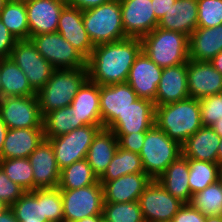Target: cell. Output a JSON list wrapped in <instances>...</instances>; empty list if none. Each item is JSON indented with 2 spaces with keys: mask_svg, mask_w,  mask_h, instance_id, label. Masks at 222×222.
<instances>
[{
  "mask_svg": "<svg viewBox=\"0 0 222 222\" xmlns=\"http://www.w3.org/2000/svg\"><path fill=\"white\" fill-rule=\"evenodd\" d=\"M43 217L50 222H63L62 195L58 187L43 189Z\"/></svg>",
  "mask_w": 222,
  "mask_h": 222,
  "instance_id": "60d3db41",
  "label": "cell"
},
{
  "mask_svg": "<svg viewBox=\"0 0 222 222\" xmlns=\"http://www.w3.org/2000/svg\"><path fill=\"white\" fill-rule=\"evenodd\" d=\"M118 148V139L113 131L101 128L94 136L86 160L99 179L105 172Z\"/></svg>",
  "mask_w": 222,
  "mask_h": 222,
  "instance_id": "83f0119b",
  "label": "cell"
},
{
  "mask_svg": "<svg viewBox=\"0 0 222 222\" xmlns=\"http://www.w3.org/2000/svg\"><path fill=\"white\" fill-rule=\"evenodd\" d=\"M174 198L189 204L192 194L189 186L188 158L183 154L174 160L156 179Z\"/></svg>",
  "mask_w": 222,
  "mask_h": 222,
  "instance_id": "d4e9b609",
  "label": "cell"
},
{
  "mask_svg": "<svg viewBox=\"0 0 222 222\" xmlns=\"http://www.w3.org/2000/svg\"><path fill=\"white\" fill-rule=\"evenodd\" d=\"M118 139V146L135 153H140L146 137V132H134L131 134H115Z\"/></svg>",
  "mask_w": 222,
  "mask_h": 222,
  "instance_id": "ee69618b",
  "label": "cell"
},
{
  "mask_svg": "<svg viewBox=\"0 0 222 222\" xmlns=\"http://www.w3.org/2000/svg\"><path fill=\"white\" fill-rule=\"evenodd\" d=\"M211 127L215 132H222V121H216Z\"/></svg>",
  "mask_w": 222,
  "mask_h": 222,
  "instance_id": "9f6ffc18",
  "label": "cell"
},
{
  "mask_svg": "<svg viewBox=\"0 0 222 222\" xmlns=\"http://www.w3.org/2000/svg\"><path fill=\"white\" fill-rule=\"evenodd\" d=\"M0 20L17 40L30 39L25 2L7 0L0 12Z\"/></svg>",
  "mask_w": 222,
  "mask_h": 222,
  "instance_id": "836d02e7",
  "label": "cell"
},
{
  "mask_svg": "<svg viewBox=\"0 0 222 222\" xmlns=\"http://www.w3.org/2000/svg\"><path fill=\"white\" fill-rule=\"evenodd\" d=\"M155 125L181 146L202 126L199 100L187 98L155 106Z\"/></svg>",
  "mask_w": 222,
  "mask_h": 222,
  "instance_id": "7a4b0ae2",
  "label": "cell"
},
{
  "mask_svg": "<svg viewBox=\"0 0 222 222\" xmlns=\"http://www.w3.org/2000/svg\"><path fill=\"white\" fill-rule=\"evenodd\" d=\"M28 159L33 171L34 190L59 186L61 171L48 139H43Z\"/></svg>",
  "mask_w": 222,
  "mask_h": 222,
  "instance_id": "2e32d148",
  "label": "cell"
},
{
  "mask_svg": "<svg viewBox=\"0 0 222 222\" xmlns=\"http://www.w3.org/2000/svg\"><path fill=\"white\" fill-rule=\"evenodd\" d=\"M10 208L19 222H50L43 217V189L26 191Z\"/></svg>",
  "mask_w": 222,
  "mask_h": 222,
  "instance_id": "d6a6232c",
  "label": "cell"
},
{
  "mask_svg": "<svg viewBox=\"0 0 222 222\" xmlns=\"http://www.w3.org/2000/svg\"><path fill=\"white\" fill-rule=\"evenodd\" d=\"M211 65L222 74V51L210 61Z\"/></svg>",
  "mask_w": 222,
  "mask_h": 222,
  "instance_id": "816d5d0a",
  "label": "cell"
},
{
  "mask_svg": "<svg viewBox=\"0 0 222 222\" xmlns=\"http://www.w3.org/2000/svg\"><path fill=\"white\" fill-rule=\"evenodd\" d=\"M131 173H145L138 153L118 146L111 162L98 181H111Z\"/></svg>",
  "mask_w": 222,
  "mask_h": 222,
  "instance_id": "1f68e13d",
  "label": "cell"
},
{
  "mask_svg": "<svg viewBox=\"0 0 222 222\" xmlns=\"http://www.w3.org/2000/svg\"><path fill=\"white\" fill-rule=\"evenodd\" d=\"M102 215L106 222H145L138 201L104 202Z\"/></svg>",
  "mask_w": 222,
  "mask_h": 222,
  "instance_id": "f35d334b",
  "label": "cell"
},
{
  "mask_svg": "<svg viewBox=\"0 0 222 222\" xmlns=\"http://www.w3.org/2000/svg\"><path fill=\"white\" fill-rule=\"evenodd\" d=\"M38 52L55 69H76L87 67V59L64 39L59 32L30 37Z\"/></svg>",
  "mask_w": 222,
  "mask_h": 222,
  "instance_id": "9c48e42d",
  "label": "cell"
},
{
  "mask_svg": "<svg viewBox=\"0 0 222 222\" xmlns=\"http://www.w3.org/2000/svg\"><path fill=\"white\" fill-rule=\"evenodd\" d=\"M205 222H222V215H219V216H206Z\"/></svg>",
  "mask_w": 222,
  "mask_h": 222,
  "instance_id": "11a10c76",
  "label": "cell"
},
{
  "mask_svg": "<svg viewBox=\"0 0 222 222\" xmlns=\"http://www.w3.org/2000/svg\"><path fill=\"white\" fill-rule=\"evenodd\" d=\"M142 51L159 67H172L189 60V37L156 27L141 38Z\"/></svg>",
  "mask_w": 222,
  "mask_h": 222,
  "instance_id": "277c9868",
  "label": "cell"
},
{
  "mask_svg": "<svg viewBox=\"0 0 222 222\" xmlns=\"http://www.w3.org/2000/svg\"><path fill=\"white\" fill-rule=\"evenodd\" d=\"M63 222L102 215L104 205L103 185L97 181L91 186L72 190H61Z\"/></svg>",
  "mask_w": 222,
  "mask_h": 222,
  "instance_id": "52a82bcc",
  "label": "cell"
},
{
  "mask_svg": "<svg viewBox=\"0 0 222 222\" xmlns=\"http://www.w3.org/2000/svg\"><path fill=\"white\" fill-rule=\"evenodd\" d=\"M83 126L85 125L78 121V115L71 106L52 110L43 116L44 139L58 137Z\"/></svg>",
  "mask_w": 222,
  "mask_h": 222,
  "instance_id": "4dcf8cb0",
  "label": "cell"
},
{
  "mask_svg": "<svg viewBox=\"0 0 222 222\" xmlns=\"http://www.w3.org/2000/svg\"><path fill=\"white\" fill-rule=\"evenodd\" d=\"M205 218L206 216L194 209L190 204H184L171 222H205Z\"/></svg>",
  "mask_w": 222,
  "mask_h": 222,
  "instance_id": "f6af8a7d",
  "label": "cell"
},
{
  "mask_svg": "<svg viewBox=\"0 0 222 222\" xmlns=\"http://www.w3.org/2000/svg\"><path fill=\"white\" fill-rule=\"evenodd\" d=\"M16 41L17 39L0 20V59L10 58Z\"/></svg>",
  "mask_w": 222,
  "mask_h": 222,
  "instance_id": "bcb514c9",
  "label": "cell"
},
{
  "mask_svg": "<svg viewBox=\"0 0 222 222\" xmlns=\"http://www.w3.org/2000/svg\"><path fill=\"white\" fill-rule=\"evenodd\" d=\"M30 37L57 32L65 0H27L25 2Z\"/></svg>",
  "mask_w": 222,
  "mask_h": 222,
  "instance_id": "e0dca14e",
  "label": "cell"
},
{
  "mask_svg": "<svg viewBox=\"0 0 222 222\" xmlns=\"http://www.w3.org/2000/svg\"><path fill=\"white\" fill-rule=\"evenodd\" d=\"M138 202L145 222H171L184 205L165 190L156 179L152 180L142 192Z\"/></svg>",
  "mask_w": 222,
  "mask_h": 222,
  "instance_id": "7c38bea8",
  "label": "cell"
},
{
  "mask_svg": "<svg viewBox=\"0 0 222 222\" xmlns=\"http://www.w3.org/2000/svg\"><path fill=\"white\" fill-rule=\"evenodd\" d=\"M155 106L147 99L138 98L107 128L114 134L146 132L155 124Z\"/></svg>",
  "mask_w": 222,
  "mask_h": 222,
  "instance_id": "d6986e66",
  "label": "cell"
},
{
  "mask_svg": "<svg viewBox=\"0 0 222 222\" xmlns=\"http://www.w3.org/2000/svg\"><path fill=\"white\" fill-rule=\"evenodd\" d=\"M189 60L209 62L222 51V24L197 27L189 36Z\"/></svg>",
  "mask_w": 222,
  "mask_h": 222,
  "instance_id": "484cf974",
  "label": "cell"
},
{
  "mask_svg": "<svg viewBox=\"0 0 222 222\" xmlns=\"http://www.w3.org/2000/svg\"><path fill=\"white\" fill-rule=\"evenodd\" d=\"M100 85L89 79L81 86L71 102L78 115V121L84 125H102L100 113Z\"/></svg>",
  "mask_w": 222,
  "mask_h": 222,
  "instance_id": "f1b7e54d",
  "label": "cell"
},
{
  "mask_svg": "<svg viewBox=\"0 0 222 222\" xmlns=\"http://www.w3.org/2000/svg\"><path fill=\"white\" fill-rule=\"evenodd\" d=\"M65 1L67 5L85 11L94 7H98L99 5L107 3L110 0H65Z\"/></svg>",
  "mask_w": 222,
  "mask_h": 222,
  "instance_id": "7dc6e473",
  "label": "cell"
},
{
  "mask_svg": "<svg viewBox=\"0 0 222 222\" xmlns=\"http://www.w3.org/2000/svg\"><path fill=\"white\" fill-rule=\"evenodd\" d=\"M189 97L202 99L222 93V74L207 61H187Z\"/></svg>",
  "mask_w": 222,
  "mask_h": 222,
  "instance_id": "9a60e30c",
  "label": "cell"
},
{
  "mask_svg": "<svg viewBox=\"0 0 222 222\" xmlns=\"http://www.w3.org/2000/svg\"><path fill=\"white\" fill-rule=\"evenodd\" d=\"M188 164V181L192 195L220 180L221 166L218 163L188 158Z\"/></svg>",
  "mask_w": 222,
  "mask_h": 222,
  "instance_id": "e575fe53",
  "label": "cell"
},
{
  "mask_svg": "<svg viewBox=\"0 0 222 222\" xmlns=\"http://www.w3.org/2000/svg\"><path fill=\"white\" fill-rule=\"evenodd\" d=\"M145 174L157 179L167 167L182 155V146L169 138L155 124L146 131L139 153Z\"/></svg>",
  "mask_w": 222,
  "mask_h": 222,
  "instance_id": "8992f818",
  "label": "cell"
},
{
  "mask_svg": "<svg viewBox=\"0 0 222 222\" xmlns=\"http://www.w3.org/2000/svg\"><path fill=\"white\" fill-rule=\"evenodd\" d=\"M88 80L87 67L56 69L45 85L36 93L41 115L70 106L76 93Z\"/></svg>",
  "mask_w": 222,
  "mask_h": 222,
  "instance_id": "3957f363",
  "label": "cell"
},
{
  "mask_svg": "<svg viewBox=\"0 0 222 222\" xmlns=\"http://www.w3.org/2000/svg\"><path fill=\"white\" fill-rule=\"evenodd\" d=\"M10 58L26 75L31 88L37 93L56 70L38 52L31 39L17 40Z\"/></svg>",
  "mask_w": 222,
  "mask_h": 222,
  "instance_id": "30bf717a",
  "label": "cell"
},
{
  "mask_svg": "<svg viewBox=\"0 0 222 222\" xmlns=\"http://www.w3.org/2000/svg\"><path fill=\"white\" fill-rule=\"evenodd\" d=\"M203 126L222 121V93L199 99Z\"/></svg>",
  "mask_w": 222,
  "mask_h": 222,
  "instance_id": "b9f144b4",
  "label": "cell"
},
{
  "mask_svg": "<svg viewBox=\"0 0 222 222\" xmlns=\"http://www.w3.org/2000/svg\"><path fill=\"white\" fill-rule=\"evenodd\" d=\"M216 133L221 137L217 153H218V164L222 167V132H216Z\"/></svg>",
  "mask_w": 222,
  "mask_h": 222,
  "instance_id": "db71d44e",
  "label": "cell"
},
{
  "mask_svg": "<svg viewBox=\"0 0 222 222\" xmlns=\"http://www.w3.org/2000/svg\"><path fill=\"white\" fill-rule=\"evenodd\" d=\"M0 222H19V221L17 220L12 209L9 207L6 211L0 214Z\"/></svg>",
  "mask_w": 222,
  "mask_h": 222,
  "instance_id": "681fc988",
  "label": "cell"
},
{
  "mask_svg": "<svg viewBox=\"0 0 222 222\" xmlns=\"http://www.w3.org/2000/svg\"><path fill=\"white\" fill-rule=\"evenodd\" d=\"M176 0H152L156 19L159 21L165 13L173 6Z\"/></svg>",
  "mask_w": 222,
  "mask_h": 222,
  "instance_id": "c3c4849f",
  "label": "cell"
},
{
  "mask_svg": "<svg viewBox=\"0 0 222 222\" xmlns=\"http://www.w3.org/2000/svg\"><path fill=\"white\" fill-rule=\"evenodd\" d=\"M9 1H23V2H26L27 0H9Z\"/></svg>",
  "mask_w": 222,
  "mask_h": 222,
  "instance_id": "94428289",
  "label": "cell"
},
{
  "mask_svg": "<svg viewBox=\"0 0 222 222\" xmlns=\"http://www.w3.org/2000/svg\"><path fill=\"white\" fill-rule=\"evenodd\" d=\"M122 25L128 38H142L156 27L152 0H120Z\"/></svg>",
  "mask_w": 222,
  "mask_h": 222,
  "instance_id": "4fadbf2b",
  "label": "cell"
},
{
  "mask_svg": "<svg viewBox=\"0 0 222 222\" xmlns=\"http://www.w3.org/2000/svg\"><path fill=\"white\" fill-rule=\"evenodd\" d=\"M5 174L25 191L34 190L32 166L28 158L0 159Z\"/></svg>",
  "mask_w": 222,
  "mask_h": 222,
  "instance_id": "74e56055",
  "label": "cell"
},
{
  "mask_svg": "<svg viewBox=\"0 0 222 222\" xmlns=\"http://www.w3.org/2000/svg\"><path fill=\"white\" fill-rule=\"evenodd\" d=\"M57 32L86 59L90 57L94 45L83 24V10L66 4L59 16Z\"/></svg>",
  "mask_w": 222,
  "mask_h": 222,
  "instance_id": "ffe728a7",
  "label": "cell"
},
{
  "mask_svg": "<svg viewBox=\"0 0 222 222\" xmlns=\"http://www.w3.org/2000/svg\"><path fill=\"white\" fill-rule=\"evenodd\" d=\"M83 24L94 46L126 39L120 0H110L83 11Z\"/></svg>",
  "mask_w": 222,
  "mask_h": 222,
  "instance_id": "5b68a950",
  "label": "cell"
},
{
  "mask_svg": "<svg viewBox=\"0 0 222 222\" xmlns=\"http://www.w3.org/2000/svg\"><path fill=\"white\" fill-rule=\"evenodd\" d=\"M8 131V127L0 117V155L4 145L5 137Z\"/></svg>",
  "mask_w": 222,
  "mask_h": 222,
  "instance_id": "f907efd6",
  "label": "cell"
},
{
  "mask_svg": "<svg viewBox=\"0 0 222 222\" xmlns=\"http://www.w3.org/2000/svg\"><path fill=\"white\" fill-rule=\"evenodd\" d=\"M142 51L140 38L100 44L87 59L88 79L100 86L126 83L135 58Z\"/></svg>",
  "mask_w": 222,
  "mask_h": 222,
  "instance_id": "6da1fadb",
  "label": "cell"
},
{
  "mask_svg": "<svg viewBox=\"0 0 222 222\" xmlns=\"http://www.w3.org/2000/svg\"><path fill=\"white\" fill-rule=\"evenodd\" d=\"M9 208L8 205H6L3 201L0 200V214H2L4 211H6Z\"/></svg>",
  "mask_w": 222,
  "mask_h": 222,
  "instance_id": "6f0895ef",
  "label": "cell"
},
{
  "mask_svg": "<svg viewBox=\"0 0 222 222\" xmlns=\"http://www.w3.org/2000/svg\"><path fill=\"white\" fill-rule=\"evenodd\" d=\"M6 2H7V0H0V12H1V10L4 7Z\"/></svg>",
  "mask_w": 222,
  "mask_h": 222,
  "instance_id": "680465c9",
  "label": "cell"
},
{
  "mask_svg": "<svg viewBox=\"0 0 222 222\" xmlns=\"http://www.w3.org/2000/svg\"><path fill=\"white\" fill-rule=\"evenodd\" d=\"M163 68L156 65L143 51L135 58L126 83L136 92L138 98L155 102L157 88Z\"/></svg>",
  "mask_w": 222,
  "mask_h": 222,
  "instance_id": "5bb4252c",
  "label": "cell"
},
{
  "mask_svg": "<svg viewBox=\"0 0 222 222\" xmlns=\"http://www.w3.org/2000/svg\"><path fill=\"white\" fill-rule=\"evenodd\" d=\"M25 192L26 191L14 183L0 167V200L10 207Z\"/></svg>",
  "mask_w": 222,
  "mask_h": 222,
  "instance_id": "7bdbcfd3",
  "label": "cell"
},
{
  "mask_svg": "<svg viewBox=\"0 0 222 222\" xmlns=\"http://www.w3.org/2000/svg\"><path fill=\"white\" fill-rule=\"evenodd\" d=\"M102 220H103V215H95L80 219L76 222H101Z\"/></svg>",
  "mask_w": 222,
  "mask_h": 222,
  "instance_id": "f5cc1de1",
  "label": "cell"
},
{
  "mask_svg": "<svg viewBox=\"0 0 222 222\" xmlns=\"http://www.w3.org/2000/svg\"><path fill=\"white\" fill-rule=\"evenodd\" d=\"M197 23V0H176L159 20L158 27L181 32L189 37L197 28Z\"/></svg>",
  "mask_w": 222,
  "mask_h": 222,
  "instance_id": "cb8c5ba5",
  "label": "cell"
},
{
  "mask_svg": "<svg viewBox=\"0 0 222 222\" xmlns=\"http://www.w3.org/2000/svg\"><path fill=\"white\" fill-rule=\"evenodd\" d=\"M197 27L211 28L222 24V0H197Z\"/></svg>",
  "mask_w": 222,
  "mask_h": 222,
  "instance_id": "ab89813d",
  "label": "cell"
},
{
  "mask_svg": "<svg viewBox=\"0 0 222 222\" xmlns=\"http://www.w3.org/2000/svg\"><path fill=\"white\" fill-rule=\"evenodd\" d=\"M153 179L145 173H131L111 181H99L103 185L104 202L126 203L138 201Z\"/></svg>",
  "mask_w": 222,
  "mask_h": 222,
  "instance_id": "44dd1931",
  "label": "cell"
},
{
  "mask_svg": "<svg viewBox=\"0 0 222 222\" xmlns=\"http://www.w3.org/2000/svg\"><path fill=\"white\" fill-rule=\"evenodd\" d=\"M138 99L128 83L100 86V113L103 128H108L131 103Z\"/></svg>",
  "mask_w": 222,
  "mask_h": 222,
  "instance_id": "ac0fdd59",
  "label": "cell"
},
{
  "mask_svg": "<svg viewBox=\"0 0 222 222\" xmlns=\"http://www.w3.org/2000/svg\"><path fill=\"white\" fill-rule=\"evenodd\" d=\"M0 117L8 129L43 128L37 95L4 97L0 101Z\"/></svg>",
  "mask_w": 222,
  "mask_h": 222,
  "instance_id": "8fae6325",
  "label": "cell"
},
{
  "mask_svg": "<svg viewBox=\"0 0 222 222\" xmlns=\"http://www.w3.org/2000/svg\"><path fill=\"white\" fill-rule=\"evenodd\" d=\"M43 139V128L8 129L0 159L28 158Z\"/></svg>",
  "mask_w": 222,
  "mask_h": 222,
  "instance_id": "603a6c76",
  "label": "cell"
},
{
  "mask_svg": "<svg viewBox=\"0 0 222 222\" xmlns=\"http://www.w3.org/2000/svg\"><path fill=\"white\" fill-rule=\"evenodd\" d=\"M187 98H189L187 63L163 68L154 106H162Z\"/></svg>",
  "mask_w": 222,
  "mask_h": 222,
  "instance_id": "7402d4cb",
  "label": "cell"
},
{
  "mask_svg": "<svg viewBox=\"0 0 222 222\" xmlns=\"http://www.w3.org/2000/svg\"><path fill=\"white\" fill-rule=\"evenodd\" d=\"M0 81L3 97L36 95L22 69L11 58L0 59Z\"/></svg>",
  "mask_w": 222,
  "mask_h": 222,
  "instance_id": "f546056e",
  "label": "cell"
},
{
  "mask_svg": "<svg viewBox=\"0 0 222 222\" xmlns=\"http://www.w3.org/2000/svg\"><path fill=\"white\" fill-rule=\"evenodd\" d=\"M3 91H2V85H1V81H0V101L3 99Z\"/></svg>",
  "mask_w": 222,
  "mask_h": 222,
  "instance_id": "91938a15",
  "label": "cell"
},
{
  "mask_svg": "<svg viewBox=\"0 0 222 222\" xmlns=\"http://www.w3.org/2000/svg\"><path fill=\"white\" fill-rule=\"evenodd\" d=\"M102 125H85L67 134L49 138L60 171L74 162L86 159L94 136Z\"/></svg>",
  "mask_w": 222,
  "mask_h": 222,
  "instance_id": "ba28073f",
  "label": "cell"
},
{
  "mask_svg": "<svg viewBox=\"0 0 222 222\" xmlns=\"http://www.w3.org/2000/svg\"><path fill=\"white\" fill-rule=\"evenodd\" d=\"M221 137L211 126H202L182 145L186 158L218 163V147Z\"/></svg>",
  "mask_w": 222,
  "mask_h": 222,
  "instance_id": "4316f807",
  "label": "cell"
},
{
  "mask_svg": "<svg viewBox=\"0 0 222 222\" xmlns=\"http://www.w3.org/2000/svg\"><path fill=\"white\" fill-rule=\"evenodd\" d=\"M189 204L204 216L222 215V180L193 194Z\"/></svg>",
  "mask_w": 222,
  "mask_h": 222,
  "instance_id": "8d00e7d4",
  "label": "cell"
},
{
  "mask_svg": "<svg viewBox=\"0 0 222 222\" xmlns=\"http://www.w3.org/2000/svg\"><path fill=\"white\" fill-rule=\"evenodd\" d=\"M98 181L86 159L77 161L61 170L60 190H72L91 186Z\"/></svg>",
  "mask_w": 222,
  "mask_h": 222,
  "instance_id": "d590c367",
  "label": "cell"
}]
</instances>
